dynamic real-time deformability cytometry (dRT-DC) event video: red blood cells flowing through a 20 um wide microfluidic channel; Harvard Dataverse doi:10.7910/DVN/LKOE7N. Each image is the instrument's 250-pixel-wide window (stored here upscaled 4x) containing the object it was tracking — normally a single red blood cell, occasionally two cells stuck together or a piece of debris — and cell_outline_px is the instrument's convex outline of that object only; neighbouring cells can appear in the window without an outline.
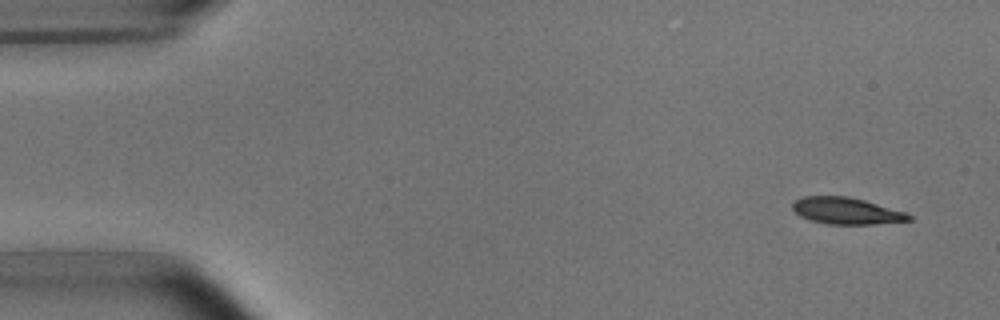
{"species": "common noctule bat (a hibernating species)", "species_latin": "Nyctalus noctula", "temperature_condition": "room temperature", "stored_images_in_passage": 4, "camera_frame_rate_fps": 3000, "um_per_image_px": 0.085, "animal": {"sex": "male", "body_mass_g": 15.6}, "frame": {"image": 1, "passage_image": 1, "time_ms": 0.0, "image_size_px": [1000, 320], "cell_outline_px": [[912, 220], [876, 224], [828, 224], [812, 220], [800, 216], [792, 208], [792, 204], [796, 200], [804, 196], [848, 196], [864, 200], [904, 212], [912, 216]], "centroid_in_image_um": [71.94, 17.92], "position_along_channel_um": 13.1, "area_um2": 17.86}}